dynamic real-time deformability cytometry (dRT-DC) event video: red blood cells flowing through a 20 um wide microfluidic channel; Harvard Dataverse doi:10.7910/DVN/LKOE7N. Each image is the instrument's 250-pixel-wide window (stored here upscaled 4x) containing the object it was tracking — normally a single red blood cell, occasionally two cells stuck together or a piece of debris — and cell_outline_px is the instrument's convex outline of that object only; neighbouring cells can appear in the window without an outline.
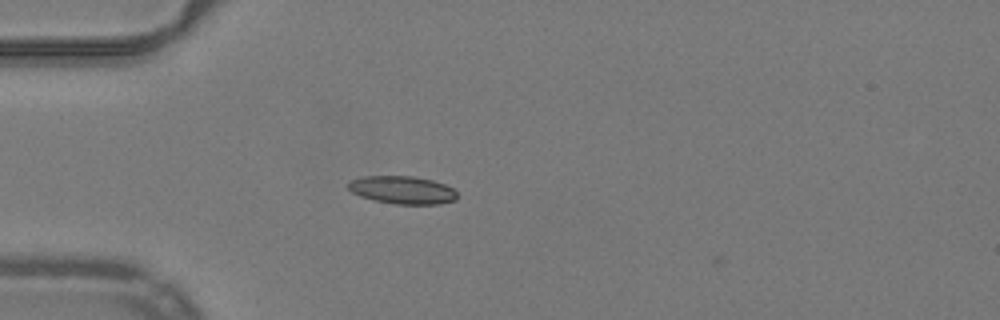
{"species": "common noctule bat (a hibernating species)", "species_latin": "Nyctalus noctula", "temperature_condition": "warm", "stored_images_in_passage": 34, "camera_frame_rate_fps": 3000, "um_per_image_px": 0.085, "animal": {"sex": "male", "body_mass_g": 19.2, "forearm_length_mm": 51.8}, "frame": {"image": 1, "passage_image": 6, "time_ms": 1.667, "image_size_px": [1000, 320], "cell_outline_px": [[456, 200], [440, 204], [396, 204], [376, 200], [360, 196], [352, 192], [348, 188], [348, 180], [364, 176], [412, 176], [432, 180], [444, 184], [452, 188], [456, 192]], "centroid_in_image_um": [34.19, 16.14], "position_along_channel_um": 50.8, "area_um2": 17.63}}
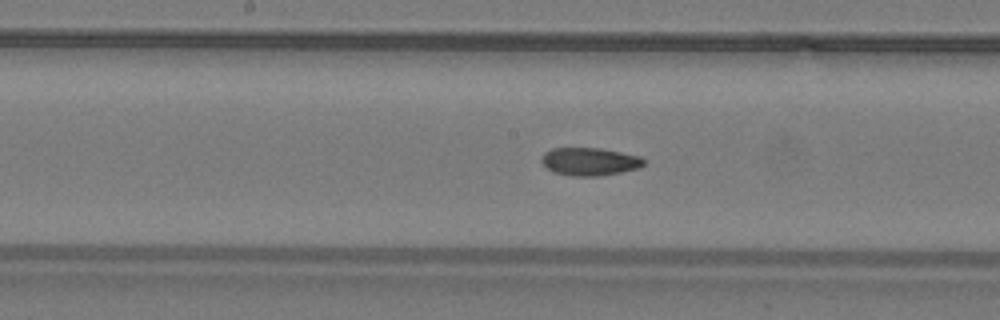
{"frame": {"image": 2, "passage_image": 18, "time_ms": 5.667, "image_size_px": [1000, 320], "cell_outline_px": [[644, 164], [640, 168], [600, 176], [572, 176], [552, 172], [540, 160], [540, 156], [544, 152], [552, 148], [600, 148], [640, 156], [644, 160]], "centroid_in_image_um": [50.09, 13.73], "position_along_channel_um": 198.1, "area_um2": 16.7}}
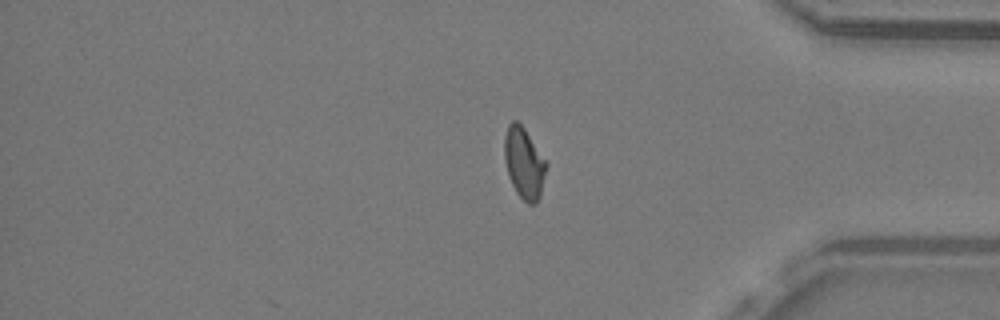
{"frame": {"image": 3, "passage_image": 34, "time_ms": 11.0, "image_size_px": [1000, 320], "cell_outline_px": [[548, 164], [540, 196], [536, 204], [528, 204], [516, 192], [508, 176], [504, 156], [504, 136], [508, 124], [512, 120], [516, 120], [524, 128]], "centroid_in_image_um": [44.54, 13.86], "position_along_channel_um": 390.7, "area_um2": 17.34}, "authors_computed_cell_mechanics": {"area_um2": 16.7042, "velocity_mm_per_s": 4.0063, "shape_relaxation_time_tau1_ms": null, "shape_relaxation_time_tau2_ms": 2.5631, "deformation_change_tau1": null, "deformation_change_tau2": 0.0836}}